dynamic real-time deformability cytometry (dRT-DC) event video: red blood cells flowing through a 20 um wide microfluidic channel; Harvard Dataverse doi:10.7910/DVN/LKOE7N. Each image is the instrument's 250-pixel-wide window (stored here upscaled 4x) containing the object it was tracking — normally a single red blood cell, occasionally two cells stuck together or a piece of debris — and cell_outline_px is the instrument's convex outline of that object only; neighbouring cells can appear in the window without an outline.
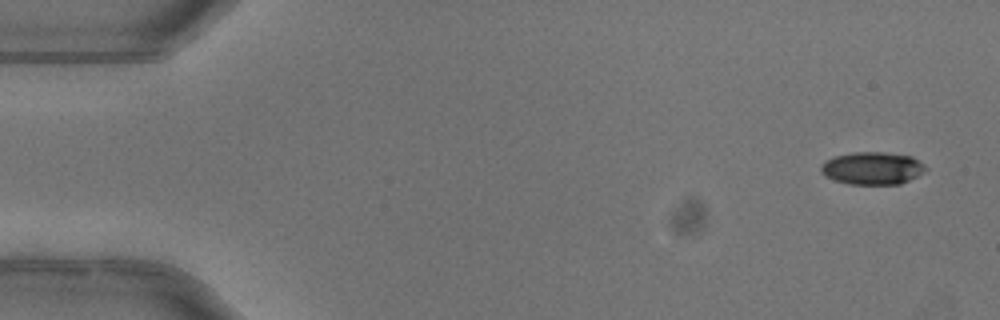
{"species": "common noctule bat (a hibernating species)", "species_latin": "Nyctalus noctula", "temperature_condition": "warm", "stored_images_in_passage": 6, "camera_frame_rate_fps": 3000, "um_per_image_px": 0.085, "animal": {"sex": "female"}, "frame": {"image": 1, "passage_image": 1, "time_ms": 0.0, "image_size_px": [1000, 320], "cell_outline_px": [[928, 168], [916, 176], [900, 184], [848, 184], [824, 176], [820, 172], [820, 164], [824, 160], [836, 156], [852, 152], [884, 152], [912, 156], [924, 164]], "centroid_in_image_um": [74.11, 14.29], "position_along_channel_um": 10.9, "area_um2": 19.94}}
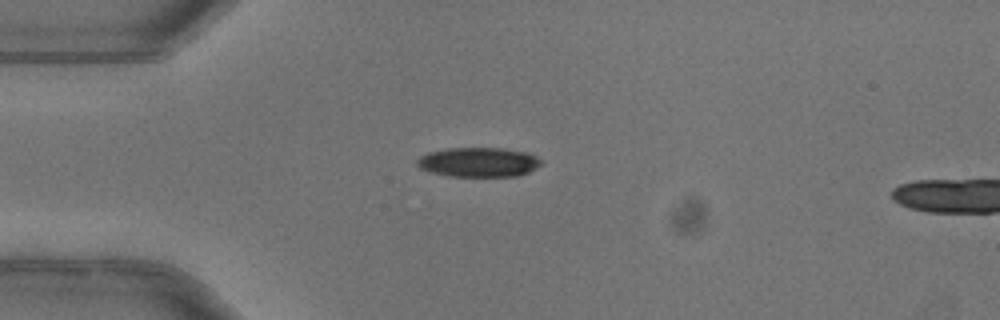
{"frame": {"image": 2, "passage_image": 4, "time_ms": 1.0, "image_size_px": [1000, 320], "cell_outline_px": [[540, 164], [536, 168], [528, 172], [516, 176], [448, 176], [432, 172], [420, 168], [416, 164], [416, 160], [420, 156], [428, 152], [448, 148], [504, 148], [528, 152], [536, 156], [540, 160]], "centroid_in_image_um": [40.66, 13.77], "position_along_channel_um": 44.3, "area_um2": 21.33}}
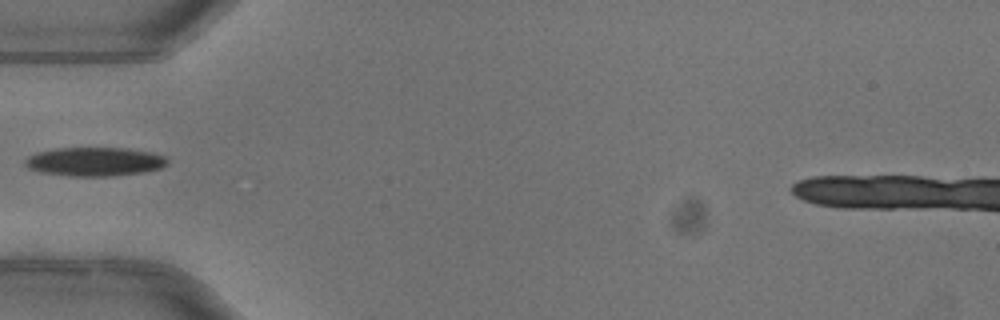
{"frame": {"image": 3, "passage_image": 5, "time_ms": 1.333, "image_size_px": [1000, 320], "cell_outline_px": [[168, 164], [160, 168], [140, 172], [108, 176], [72, 176], [44, 172], [32, 168], [24, 164], [24, 160], [28, 156], [36, 152], [56, 148], [128, 148], [152, 152], [164, 156], [168, 160]], "centroid_in_image_um": [8.06, 13.72], "position_along_channel_um": 76.9, "area_um2": 23.64}}